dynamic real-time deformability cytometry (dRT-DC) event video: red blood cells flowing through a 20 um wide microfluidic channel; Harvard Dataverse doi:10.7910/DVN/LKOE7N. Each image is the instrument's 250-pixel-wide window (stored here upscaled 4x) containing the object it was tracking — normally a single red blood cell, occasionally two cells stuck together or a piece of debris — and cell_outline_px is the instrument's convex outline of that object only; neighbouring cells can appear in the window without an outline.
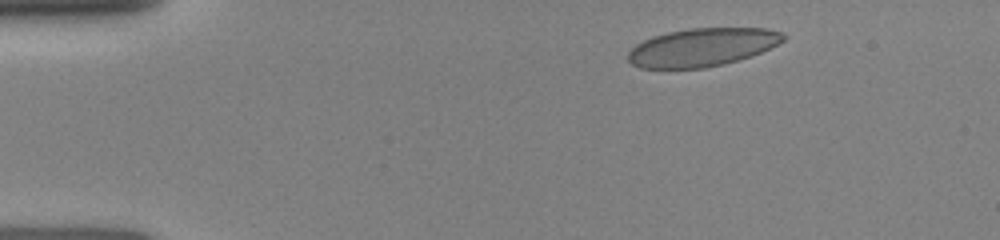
{"species": "human", "species_latin": "Homo sapiens", "temperature_condition": "room temperature", "stored_images_in_passage": 43, "camera_frame_rate_fps": 3000, "um_per_image_px": 0.085, "donor": {"sex": "female"}, "frame": {"image": 1, "passage_image": 1, "time_ms": 0.0, "image_size_px": [1000, 240], "cell_outline_px": [[788, 36], [784, 40], [752, 56], [724, 64], [704, 68], [640, 68], [632, 64], [628, 60], [628, 52], [636, 44], [652, 36], [668, 32], [688, 28], [768, 28], [780, 32]], "centroid_in_image_um": [59.68, 4.01], "position_along_channel_um": 25.3, "area_um2": 34.51}}
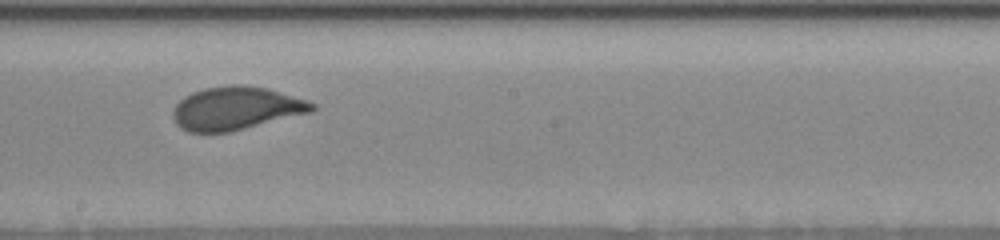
{"frame": {"image": 2, "passage_image": 24, "time_ms": 6.667, "image_size_px": [1000, 240], "cell_outline_px": [[316, 108], [312, 112], [228, 132], [188, 132], [180, 128], [176, 124], [172, 116], [172, 112], [176, 104], [184, 96], [192, 92], [204, 88], [232, 84], [240, 84], [268, 88], [316, 104]], "centroid_in_image_um": [20.02, 9.2], "position_along_channel_um": 228.2, "area_um2": 34.91}}
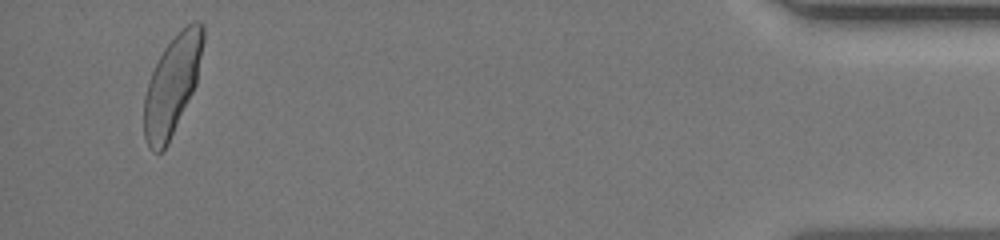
{"frame": {"image": 3, "passage_image": 42, "time_ms": 13.0, "image_size_px": [1000, 240], "cell_outline_px": [[204, 40], [196, 84], [168, 144], [160, 152], [152, 152], [144, 136], [144, 96], [148, 80], [164, 48], [176, 32], [180, 28], [192, 20], [196, 20], [204, 24]], "centroid_in_image_um": [14.64, 7.18], "position_along_channel_um": 420.6, "area_um2": 34.1}}